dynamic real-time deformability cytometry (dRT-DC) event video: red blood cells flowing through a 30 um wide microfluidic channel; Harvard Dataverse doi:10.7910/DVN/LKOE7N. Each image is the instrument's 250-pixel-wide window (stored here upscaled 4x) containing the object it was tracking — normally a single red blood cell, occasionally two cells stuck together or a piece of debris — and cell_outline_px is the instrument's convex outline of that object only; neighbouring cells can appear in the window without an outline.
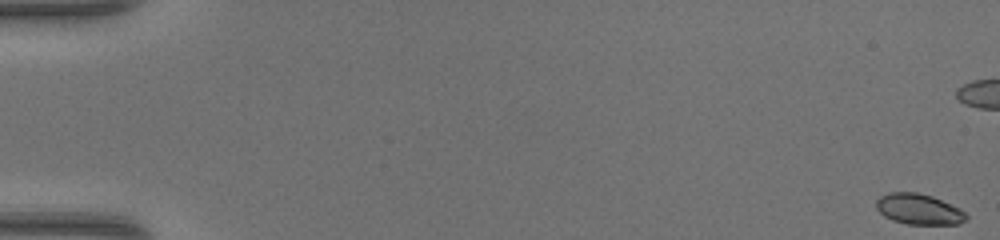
{"species": "common noctule bat (a hibernating species)", "species_latin": "Nyctalus noctula", "temperature_condition": "warm", "stored_images_in_passage": 51, "camera_frame_rate_fps": 3000, "um_per_image_px": 0.085, "animal": {"sex": "female", "body_mass_g": 17.0, "forearm_length_mm": 48.0}, "frame": {"image": 1, "passage_image": 1, "time_ms": 0.0, "image_size_px": [1000, 240], "cell_outline_px": [[968, 216], [960, 224], [908, 224], [892, 220], [884, 216], [876, 208], [876, 200], [880, 196], [888, 192], [916, 192], [932, 196], [960, 208]], "centroid_in_image_um": [78.08, 17.77], "position_along_channel_um": 6.9, "area_um2": 16.07}}
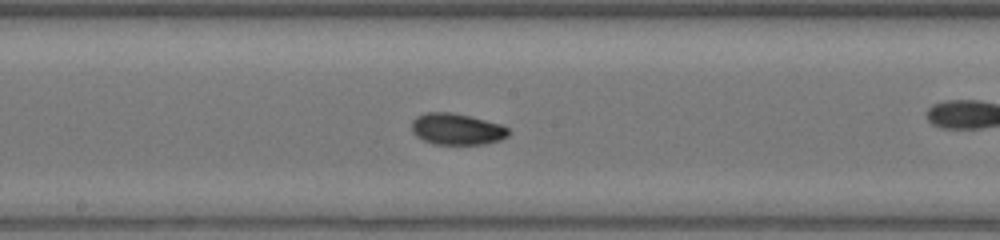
{"frame": {"image": 2, "passage_image": 28, "time_ms": 9.0, "image_size_px": [1000, 240], "cell_outline_px": [[508, 136], [500, 140], [484, 144], [432, 144], [416, 136], [412, 132], [412, 120], [416, 116], [424, 112], [452, 112], [504, 124], [508, 128]], "centroid_in_image_um": [38.82, 10.96], "position_along_channel_um": 209.4, "area_um2": 17.92}}
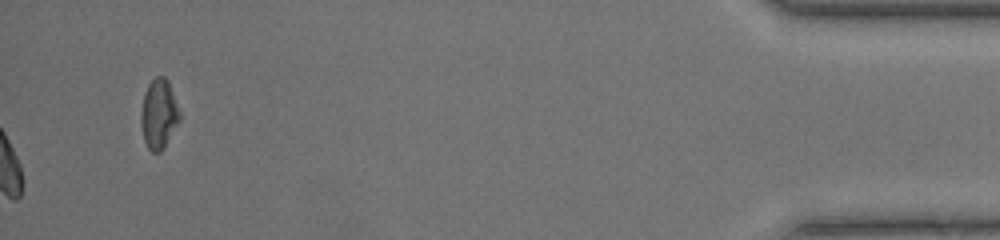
{"frame": {"image": 3, "passage_image": 51, "time_ms": 16.667, "image_size_px": [1000, 240], "cell_outline_px": [[180, 120], [164, 148], [160, 152], [152, 152], [148, 148], [144, 140], [140, 124], [140, 112], [144, 92], [148, 84], [156, 76], [164, 76], [168, 80], [180, 112]], "centroid_in_image_um": [13.48, 9.69], "position_along_channel_um": 421.7, "area_um2": 15.84}, "authors_computed_cell_mechanics": {"area_um2": 16.8776, "velocity_mm_per_s": 4.3027, "shape_relaxation_time_tau1_ms": 5.4041, "shape_relaxation_time_tau2_ms": 2.106, "deformation_change_tau1": 0.1325, "deformation_change_tau2": 0.0592}}